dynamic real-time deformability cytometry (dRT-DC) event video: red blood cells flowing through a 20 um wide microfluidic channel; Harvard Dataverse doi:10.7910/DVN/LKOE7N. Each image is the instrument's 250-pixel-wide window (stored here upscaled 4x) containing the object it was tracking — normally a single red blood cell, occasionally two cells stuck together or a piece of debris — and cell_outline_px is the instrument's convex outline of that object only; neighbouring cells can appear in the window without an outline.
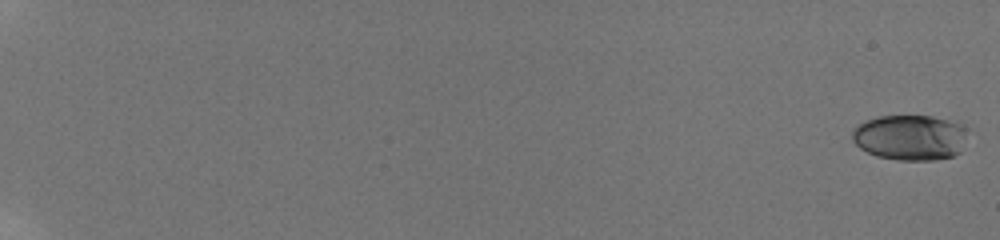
{"species": "human", "species_latin": "Homo sapiens", "temperature_condition": "room temperature", "stored_images_in_passage": 59, "camera_frame_rate_fps": 3000, "um_per_image_px": 0.085, "donor": {"sex": "male"}, "frame": {"image": 1, "passage_image": 1, "time_ms": 0.0, "image_size_px": [1000, 240], "cell_outline_px": [[964, 128], [960, 152], [952, 156], [936, 160], [896, 160], [876, 156], [860, 148], [852, 140], [852, 128], [876, 116], [932, 116], [956, 120]], "centroid_in_image_um": [77.32, 11.68], "position_along_channel_um": 7.7, "area_um2": 30.46}}
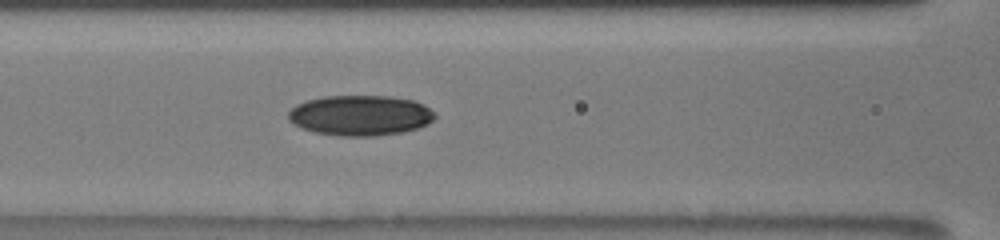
{"frame": {"image": 2, "passage_image": 31, "time_ms": 10.0, "image_size_px": [1000, 240], "cell_outline_px": [[436, 116], [428, 124], [404, 132], [376, 136], [340, 136], [316, 132], [304, 128], [288, 120], [288, 112], [296, 104], [308, 100], [324, 96], [388, 96], [412, 100], [424, 104], [436, 112]], "centroid_in_image_um": [30.66, 9.8], "position_along_channel_um": 135.9, "area_um2": 34.45}}
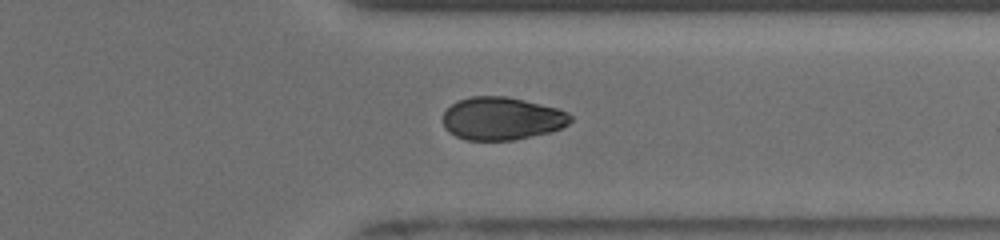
{"frame": {"image": 3, "passage_image": 49, "time_ms": 16.0, "image_size_px": [1000, 240], "cell_outline_px": [[572, 120], [568, 124], [552, 132], [512, 140], [468, 140], [456, 136], [448, 132], [444, 128], [444, 112], [456, 100], [472, 96], [504, 96], [524, 100], [556, 108], [568, 112], [572, 116]], "centroid_in_image_um": [42.65, 10.07], "position_along_channel_um": 368.7, "area_um2": 31.85}, "authors_computed_cell_mechanics": {"area_um2": 31.5588, "velocity_mm_per_s": 3.8841, "shape_relaxation_time_tau1_ms": 6.2035, "shape_relaxation_time_tau2_ms": null, "deformation_change_tau1": 0.1139, "deformation_change_tau2": null}}